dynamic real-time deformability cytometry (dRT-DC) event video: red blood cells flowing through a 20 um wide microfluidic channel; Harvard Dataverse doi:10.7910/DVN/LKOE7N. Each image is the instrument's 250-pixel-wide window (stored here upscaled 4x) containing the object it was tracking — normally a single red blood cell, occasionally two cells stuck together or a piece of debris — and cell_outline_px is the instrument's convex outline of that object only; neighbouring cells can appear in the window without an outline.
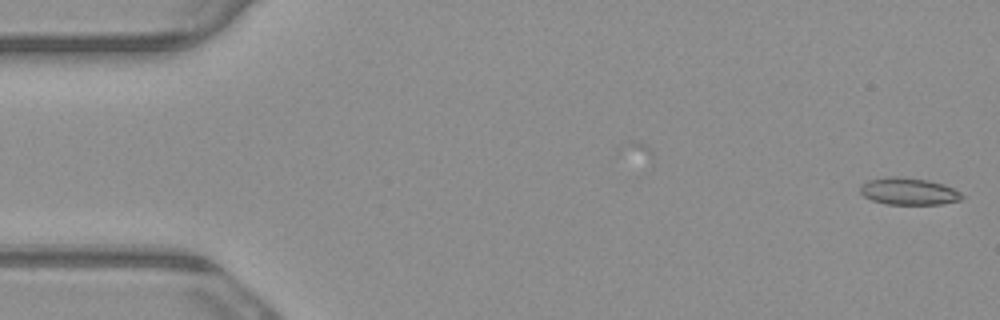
{"species": "common noctule bat (a hibernating species)", "species_latin": "Nyctalus noctula", "temperature_condition": "warm", "stored_images_in_passage": 5, "camera_frame_rate_fps": 3000, "um_per_image_px": 0.085, "animal": {"sex": "male", "body_mass_g": 23.1, "forearm_length_mm": 52.7}, "frame": {"image": 1, "passage_image": 1, "time_ms": 0.0, "image_size_px": [1000, 320], "cell_outline_px": [[964, 196], [960, 200], [940, 204], [888, 204], [872, 200], [864, 196], [860, 192], [860, 188], [868, 180], [888, 176], [896, 176], [928, 180], [944, 184], [960, 192]], "centroid_in_image_um": [77.24, 16.26], "position_along_channel_um": 7.8, "area_um2": 15.9}}